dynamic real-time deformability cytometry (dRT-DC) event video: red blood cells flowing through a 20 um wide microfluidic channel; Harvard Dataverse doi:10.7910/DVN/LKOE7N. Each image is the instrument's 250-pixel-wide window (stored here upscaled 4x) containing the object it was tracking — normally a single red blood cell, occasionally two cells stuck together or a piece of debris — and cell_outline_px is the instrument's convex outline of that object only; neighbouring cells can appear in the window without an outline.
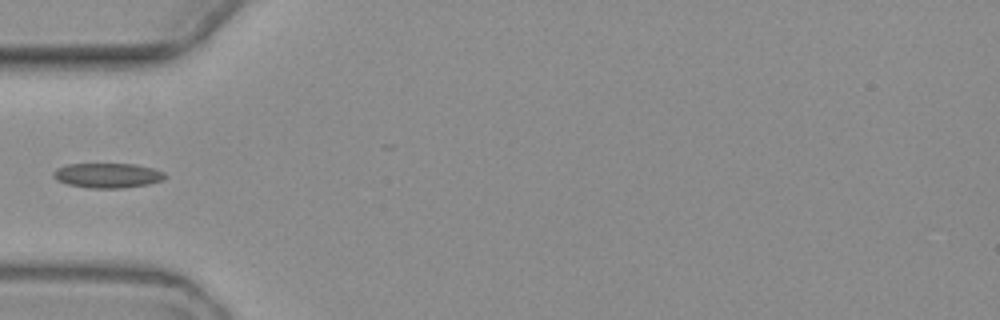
{"species": "common noctule bat (a hibernating species)", "species_latin": "Nyctalus noctula", "temperature_condition": "warm", "stored_images_in_passage": 2, "camera_frame_rate_fps": 3000, "um_per_image_px": 0.085, "animal": {"sex": "female", "body_mass_g": 19.3, "forearm_length_mm": 54.1}, "frame": {"image": 1, "passage_image": 2, "time_ms": 1.0, "image_size_px": [1000, 320], "cell_outline_px": [[168, 176], [164, 180], [148, 184], [124, 188], [88, 188], [68, 184], [56, 180], [52, 176], [52, 172], [56, 168], [68, 164], [132, 164], [152, 168], [164, 172]], "centroid_in_image_um": [9.14, 14.92], "position_along_channel_um": 75.9, "area_um2": 16.24}}